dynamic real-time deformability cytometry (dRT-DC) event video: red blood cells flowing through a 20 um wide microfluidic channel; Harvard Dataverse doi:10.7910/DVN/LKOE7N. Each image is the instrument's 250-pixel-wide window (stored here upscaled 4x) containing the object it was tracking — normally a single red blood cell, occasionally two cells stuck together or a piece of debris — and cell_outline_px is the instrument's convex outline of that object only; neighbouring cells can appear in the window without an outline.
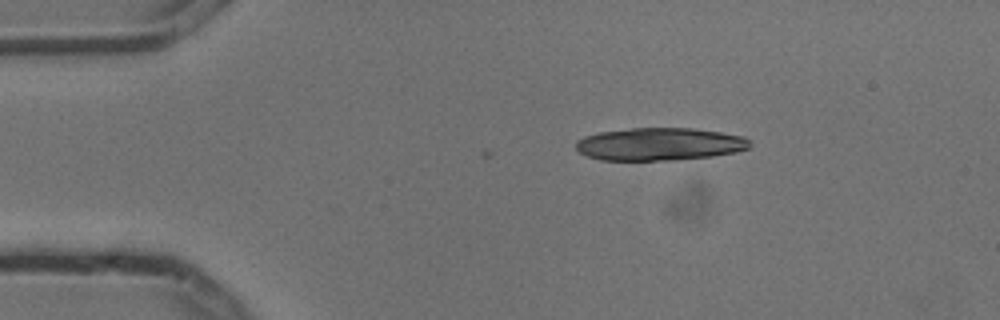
{"species": "common noctule bat (a hibernating species)", "species_latin": "Nyctalus noctula", "temperature_condition": "cold", "stored_images_in_passage": 2, "camera_frame_rate_fps": 3000, "um_per_image_px": 0.085, "animal": {"sex": "male", "body_mass_g": 13.3}, "frame": {"image": 1, "passage_image": 2, "time_ms": 0.333, "image_size_px": [1000, 320], "cell_outline_px": [[752, 144], [748, 148], [736, 152], [712, 156], [676, 160], [600, 160], [588, 156], [580, 152], [576, 148], [576, 140], [584, 136], [600, 132], [632, 128], [692, 128], [720, 132], [744, 136], [752, 140]], "centroid_in_image_um": [56.09, 12.25], "position_along_channel_um": 28.9, "area_um2": 33.29}}